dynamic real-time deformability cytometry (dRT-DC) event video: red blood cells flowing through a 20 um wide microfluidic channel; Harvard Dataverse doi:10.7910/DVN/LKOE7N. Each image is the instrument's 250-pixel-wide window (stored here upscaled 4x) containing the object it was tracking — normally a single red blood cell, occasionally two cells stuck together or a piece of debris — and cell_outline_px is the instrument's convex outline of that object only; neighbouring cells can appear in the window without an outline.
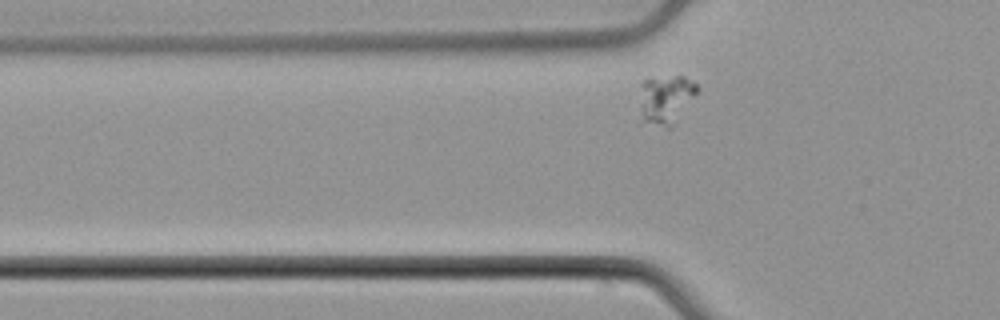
{"species": "common noctule bat (a hibernating species)", "species_latin": "Nyctalus noctula", "temperature_condition": "cold", "stored_images_in_passage": 33, "camera_frame_rate_fps": 3000, "um_per_image_px": 0.085, "animal": {"sex": "male", "body_mass_g": 21.5, "forearm_length_mm": 52.0}, "frame": {"image": 1, "passage_image": 3, "time_ms": 0.667, "image_size_px": [1000, 320], "cell_outline_px": [[700, 88], [676, 124], [672, 128], [668, 128], [644, 120], [640, 108], [640, 84], [644, 80], [676, 76], [684, 76], [696, 84]], "centroid_in_image_um": [56.63, 8.44], "position_along_channel_um": 69.2, "area_um2": 16.3}}
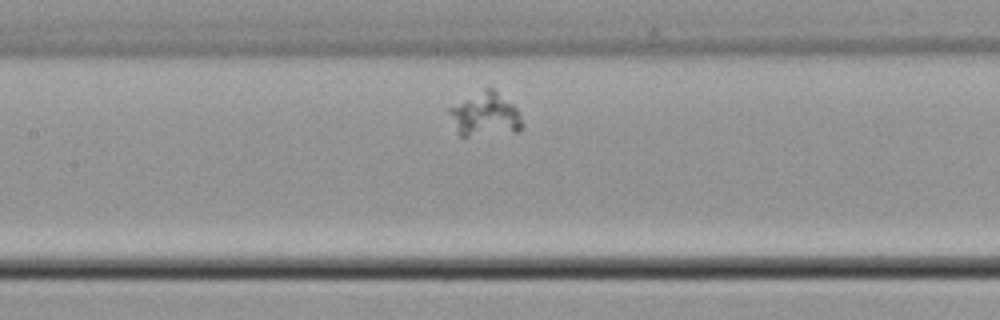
{"frame": {"image": 2, "passage_image": 11, "time_ms": 3.333, "image_size_px": [1000, 320], "cell_outline_px": [[524, 124], [520, 132], [468, 136], [460, 136], [456, 132], [448, 112], [448, 108], [484, 88], [492, 88], [512, 104], [516, 108]], "centroid_in_image_um": [41.24, 9.77], "position_along_channel_um": 166.2, "area_um2": 18.61}}
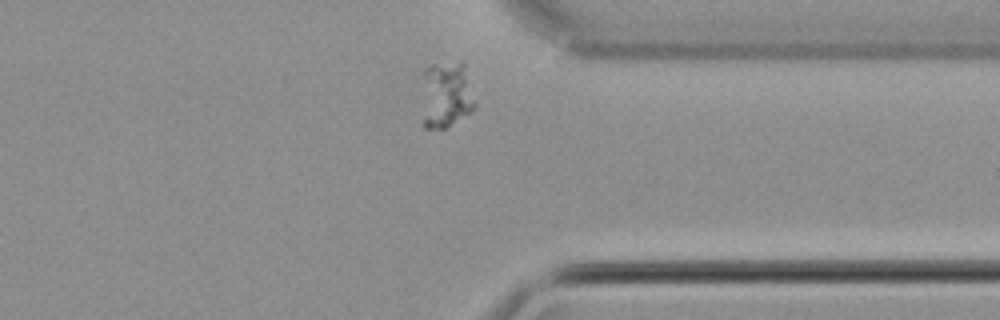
{"frame": {"image": 3, "passage_image": 28, "time_ms": 9.0, "image_size_px": [1000, 320], "cell_outline_px": [[476, 108], [444, 128], [424, 128], [424, 68], [432, 64], [460, 60], [464, 60], [476, 104]], "centroid_in_image_um": [37.98, 7.98], "position_along_channel_um": 373.4, "area_um2": 20.58}}